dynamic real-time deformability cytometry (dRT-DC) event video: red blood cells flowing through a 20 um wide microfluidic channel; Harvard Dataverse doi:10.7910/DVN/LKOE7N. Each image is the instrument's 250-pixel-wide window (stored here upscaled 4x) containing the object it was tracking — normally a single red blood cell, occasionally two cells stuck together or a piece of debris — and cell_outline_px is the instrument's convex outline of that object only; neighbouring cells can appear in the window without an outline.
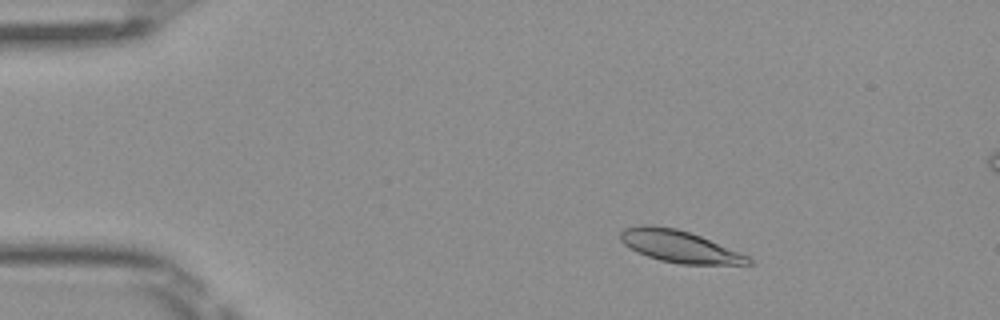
{"species": "Egyptian fruit bat (a non-hibernating species)", "species_latin": "Rousettus aegyptiacus", "temperature_condition": "room temperature", "stored_images_in_passage": 50, "segment_of_instrument_passage": [1, 2], "camera_frame_rate_fps": 3000, "um_per_image_px": 0.085, "frame": {"image": 1, "passage_image": 7, "time_ms": 2.0, "image_size_px": [1000, 320], "cell_outline_px": [[756, 264], [680, 264], [660, 260], [648, 256], [624, 244], [620, 240], [620, 232], [624, 228], [640, 224], [652, 224], [676, 228], [700, 236], [748, 256]], "centroid_in_image_um": [57.72, 20.93], "position_along_channel_um": 27.3, "area_um2": 23.58}}
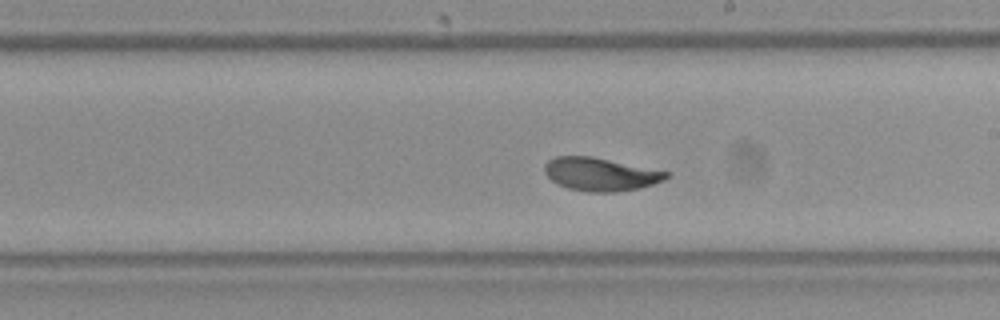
{"frame": {"image": 2, "passage_image": 28, "time_ms": 9.0, "image_size_px": [1000, 320], "cell_outline_px": [[672, 172], [664, 180], [640, 188], [616, 192], [588, 192], [568, 188], [552, 180], [544, 172], [544, 164], [548, 160], [556, 156], [592, 156]], "centroid_in_image_um": [51.06, 14.8], "position_along_channel_um": 237.9, "area_um2": 23.58}}
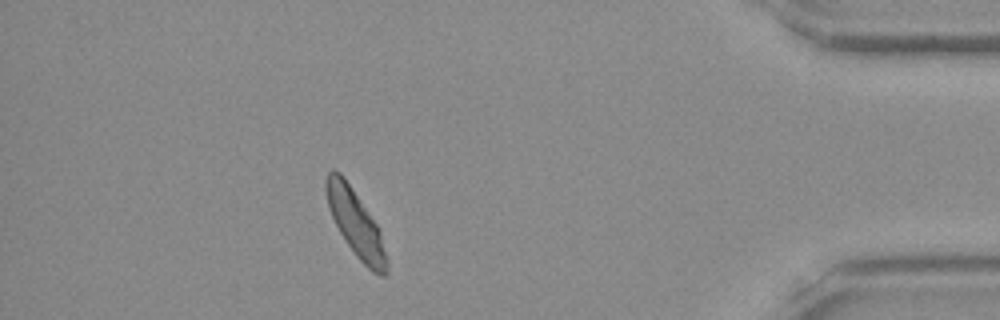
{"frame": {"image": 3, "passage_image": 44, "time_ms": 14.333, "image_size_px": [1000, 320], "cell_outline_px": [[388, 272], [384, 276], [380, 276], [372, 272], [356, 256], [344, 240], [328, 208], [324, 188], [324, 180], [328, 172], [332, 168], [340, 172], [376, 224], [380, 232], [388, 260]], "centroid_in_image_um": [30.21, 19.0], "position_along_channel_um": 405.0, "area_um2": 23.24}}